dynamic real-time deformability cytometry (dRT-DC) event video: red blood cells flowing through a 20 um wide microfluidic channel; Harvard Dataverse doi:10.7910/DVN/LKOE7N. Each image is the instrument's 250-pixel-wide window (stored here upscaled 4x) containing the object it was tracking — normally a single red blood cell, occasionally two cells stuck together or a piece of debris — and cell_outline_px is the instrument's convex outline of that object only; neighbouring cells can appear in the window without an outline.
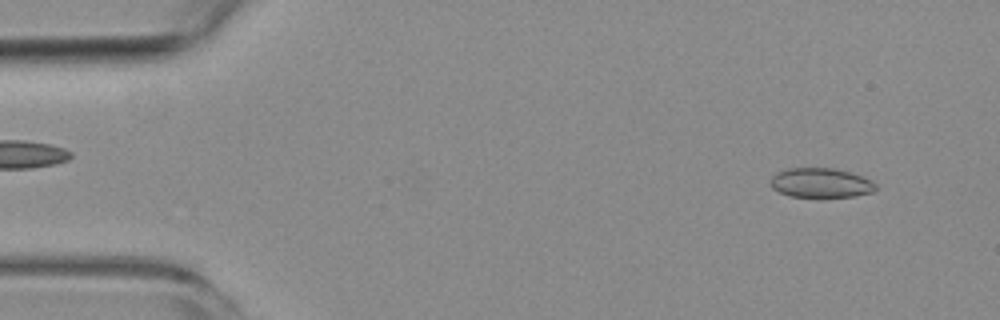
{"species": "common noctule bat (a hibernating species)", "species_latin": "Nyctalus noctula", "temperature_condition": "room temperature", "stored_images_in_passage": 5, "camera_frame_rate_fps": 3000, "um_per_image_px": 0.085, "animal": {"sex": "female", "body_mass_g": 19.3, "forearm_length_mm": 54.1}, "frame": {"image": 1, "passage_image": 5, "time_ms": 5.667, "image_size_px": [1000, 320], "cell_outline_px": [[876, 188], [872, 192], [856, 196], [820, 200], [788, 196], [772, 188], [772, 176], [776, 172], [788, 168], [836, 168], [864, 176], [872, 180], [876, 184]], "centroid_in_image_um": [69.8, 15.59], "position_along_channel_um": 15.2, "area_um2": 19.02}}